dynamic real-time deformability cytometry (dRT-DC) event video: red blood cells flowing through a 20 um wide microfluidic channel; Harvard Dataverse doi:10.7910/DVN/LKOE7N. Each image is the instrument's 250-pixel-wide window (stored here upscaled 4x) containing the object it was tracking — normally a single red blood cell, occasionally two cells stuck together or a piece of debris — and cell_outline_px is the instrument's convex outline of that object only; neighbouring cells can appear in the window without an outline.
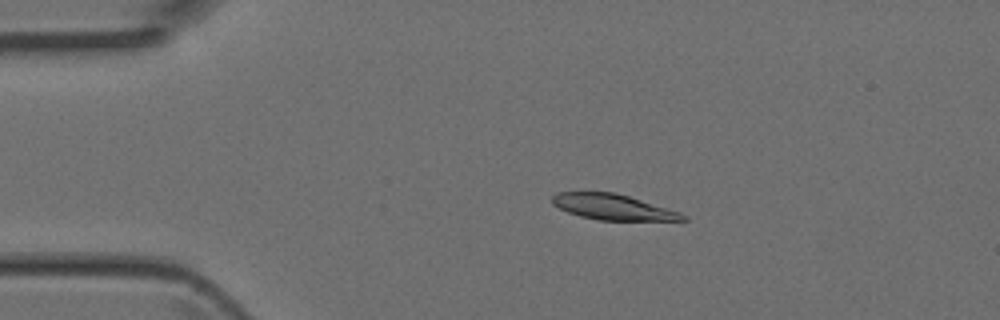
{"species": "Egyptian fruit bat (a non-hibernating species)", "species_latin": "Rousettus aegyptiacus", "temperature_condition": "room temperature", "stored_images_in_passage": 4, "camera_frame_rate_fps": 3000, "um_per_image_px": 0.085, "animal": {"sex": "female"}, "frame": {"image": 1, "passage_image": 3, "time_ms": 0.667, "image_size_px": [1000, 320], "cell_outline_px": [[688, 220], [596, 220], [580, 216], [568, 212], [552, 204], [552, 196], [556, 192], [616, 192], [680, 212], [688, 216]], "centroid_in_image_um": [52.09, 17.59], "position_along_channel_um": 32.9, "area_um2": 19.42}}
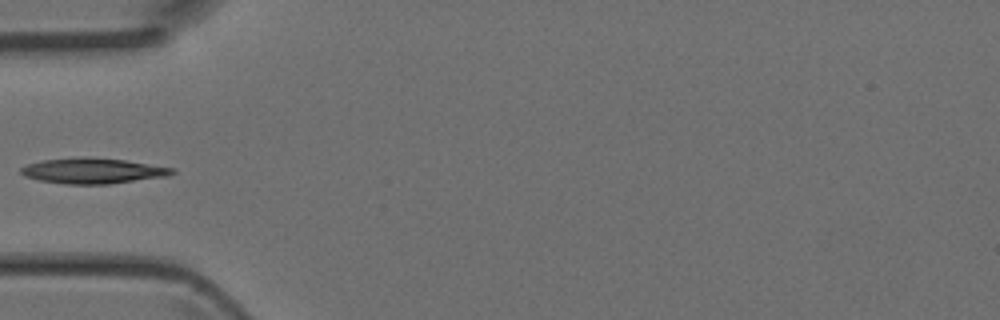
{"frame": {"image": 2, "passage_image": 4, "time_ms": 1.0, "image_size_px": [1000, 320], "cell_outline_px": [[176, 172], [168, 176], [108, 184], [64, 184], [40, 180], [24, 176], [20, 172], [20, 168], [28, 164], [44, 160], [80, 156], [124, 160], [176, 168]], "centroid_in_image_um": [7.91, 14.51], "position_along_channel_um": 77.1, "area_um2": 22.48}}